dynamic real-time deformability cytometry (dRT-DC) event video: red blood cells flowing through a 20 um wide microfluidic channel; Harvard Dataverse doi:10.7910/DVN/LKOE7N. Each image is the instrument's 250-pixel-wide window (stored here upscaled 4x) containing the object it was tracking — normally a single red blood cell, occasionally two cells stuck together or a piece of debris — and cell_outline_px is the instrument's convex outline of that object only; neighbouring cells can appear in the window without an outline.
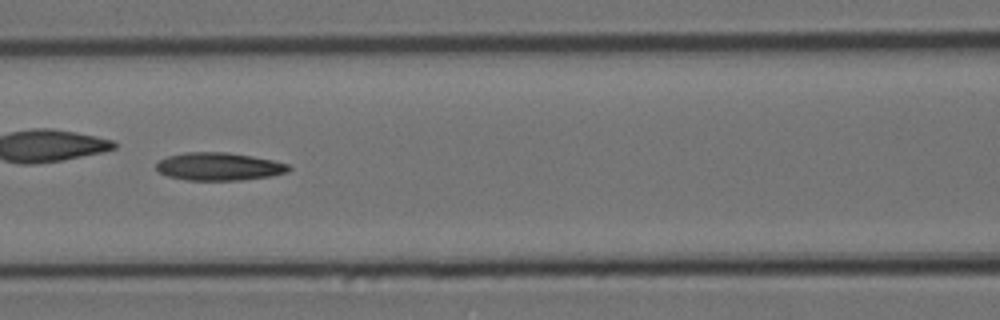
{"species": "Egyptian fruit bat (a non-hibernating species)", "species_latin": "Rousettus aegyptiacus", "temperature_condition": "cold", "stored_images_in_passage": 55, "camera_frame_rate_fps": 3000, "um_per_image_px": 0.085, "animal": {"sex": "female"}, "frame": {"image": 1, "passage_image": 24, "time_ms": 7.667, "image_size_px": [1000, 320], "cell_outline_px": [[292, 168], [288, 172], [272, 176], [240, 180], [188, 180], [168, 176], [160, 172], [156, 168], [156, 164], [160, 160], [168, 156], [184, 152], [228, 152], [272, 160], [288, 164]], "centroid_in_image_um": [18.63, 14.15], "position_along_channel_um": 148.0, "area_um2": 21.44}, "authors_computed_cell_mechanics": {"area_um2": 21.1548, "velocity_mm_per_s": 3.5468, "shape_relaxation_time_tau1_ms": null, "shape_relaxation_time_tau2_ms": 6.6518, "deformation_change_tau1": null, "deformation_change_tau2": 0.1747}}